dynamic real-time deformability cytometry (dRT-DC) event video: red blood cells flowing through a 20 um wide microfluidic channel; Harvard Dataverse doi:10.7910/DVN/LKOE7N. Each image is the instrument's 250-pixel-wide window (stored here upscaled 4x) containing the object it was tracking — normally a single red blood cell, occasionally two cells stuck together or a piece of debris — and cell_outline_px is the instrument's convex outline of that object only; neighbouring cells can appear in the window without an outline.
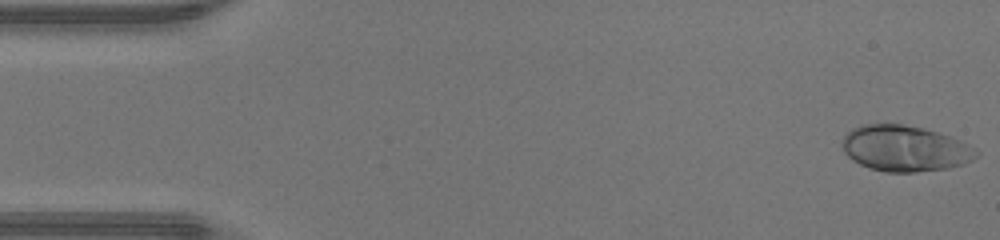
{"species": "human", "species_latin": "Homo sapiens", "temperature_condition": "warm", "stored_images_in_passage": 46, "camera_frame_rate_fps": 3000, "um_per_image_px": 0.085, "donor": {"sex": "male"}, "frame": {"image": 1, "passage_image": 1, "time_ms": 0.0, "image_size_px": [1000, 240], "cell_outline_px": [[980, 152], [972, 160], [964, 164], [948, 168], [912, 172], [884, 172], [868, 168], [852, 160], [844, 152], [840, 144], [844, 136], [852, 128], [860, 124], [904, 124], [924, 128], [940, 132], [960, 140], [976, 148]], "centroid_in_image_um": [76.91, 12.61], "position_along_channel_um": 8.1, "area_um2": 36.24}}
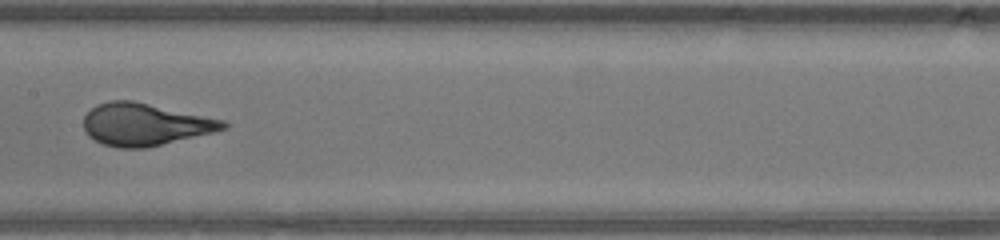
{"frame": {"image": 2, "passage_image": 23, "time_ms": 7.333, "image_size_px": [1000, 240], "cell_outline_px": [[228, 128], [212, 132], [144, 148], [120, 148], [104, 144], [88, 136], [84, 132], [84, 116], [96, 104], [108, 100], [132, 100], [224, 120], [228, 124]], "centroid_in_image_um": [12.28, 10.56], "position_along_channel_um": 195.1, "area_um2": 34.04}}
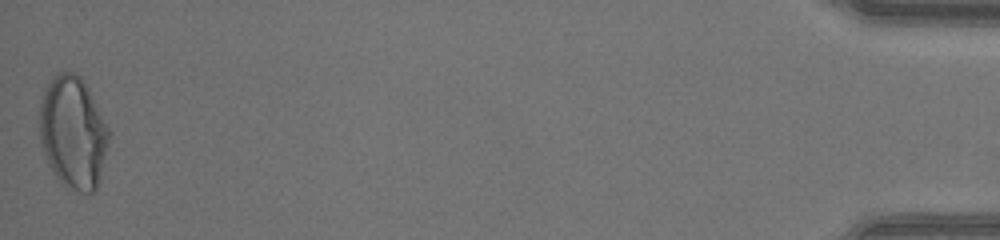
{"frame": {"image": 3, "passage_image": 46, "time_ms": 15.0, "image_size_px": [1000, 240], "cell_outline_px": [[112, 132], [100, 180], [96, 192], [88, 196], [64, 184], [52, 172], [48, 164], [40, 144], [40, 100], [52, 76], [60, 72], [76, 72], [84, 80]], "centroid_in_image_um": [6.25, 11.28], "position_along_channel_um": 429.0, "area_um2": 46.18}, "authors_computed_cell_mechanics": {"area_um2": 34.2176, "velocity_mm_per_s": 4.4442, "shape_relaxation_time_tau1_ms": 4.7361, "shape_relaxation_time_tau2_ms": null, "deformation_change_tau1": 0.248, "deformation_change_tau2": null}}